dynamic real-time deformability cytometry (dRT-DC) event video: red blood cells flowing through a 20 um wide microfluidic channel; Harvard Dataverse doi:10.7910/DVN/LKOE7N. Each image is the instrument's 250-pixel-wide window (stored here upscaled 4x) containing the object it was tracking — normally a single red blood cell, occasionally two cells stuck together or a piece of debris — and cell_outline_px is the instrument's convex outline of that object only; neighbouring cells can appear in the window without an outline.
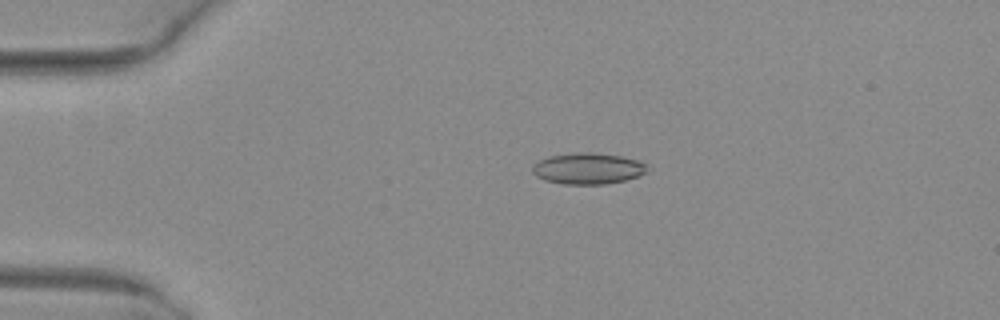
{"species": "common noctule bat (a hibernating species)", "species_latin": "Nyctalus noctula", "temperature_condition": "warm", "stored_images_in_passage": 52, "camera_frame_rate_fps": 3000, "um_per_image_px": 0.085, "animal": {"sex": "female", "body_mass_g": 29.2, "forearm_length_mm": 56.3}, "frame": {"image": 1, "passage_image": 12, "time_ms": 3.667, "image_size_px": [1000, 320], "cell_outline_px": [[648, 172], [624, 180], [604, 184], [560, 184], [544, 180], [536, 176], [532, 172], [532, 164], [548, 156], [576, 152], [592, 152], [620, 156], [640, 160], [648, 164]], "centroid_in_image_um": [49.96, 14.32], "position_along_channel_um": 35.0, "area_um2": 21.1}}
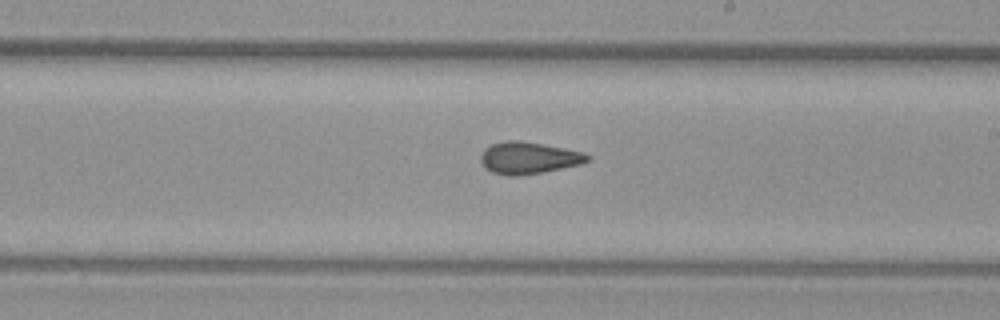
{"frame": {"image": 2, "passage_image": 31, "time_ms": 10.0, "image_size_px": [1000, 320], "cell_outline_px": [[592, 156], [588, 160], [580, 164], [540, 172], [516, 176], [508, 176], [492, 172], [484, 168], [480, 160], [480, 156], [484, 148], [492, 144], [504, 140], [516, 140], [564, 148], [584, 152]], "centroid_in_image_um": [44.88, 13.42], "position_along_channel_um": 244.1, "area_um2": 19.71}}
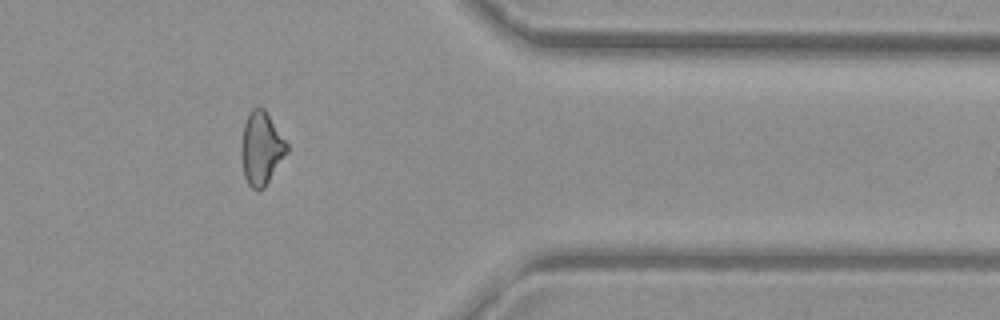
{"frame": {"image": 3, "passage_image": 43, "time_ms": 14.0, "image_size_px": [1000, 320], "cell_outline_px": [[288, 152], [264, 188], [252, 188], [248, 184], [244, 176], [240, 152], [240, 148], [244, 124], [252, 108], [264, 108], [288, 144]], "centroid_in_image_um": [22.2, 12.61], "position_along_channel_um": 389.2, "area_um2": 19.25}, "authors_computed_cell_mechanics": {"area_um2": 19.7965, "velocity_mm_per_s": 4.0523, "shape_relaxation_time_tau1_ms": null, "shape_relaxation_time_tau2_ms": 2.1055, "deformation_change_tau1": null, "deformation_change_tau2": 0.0923}}